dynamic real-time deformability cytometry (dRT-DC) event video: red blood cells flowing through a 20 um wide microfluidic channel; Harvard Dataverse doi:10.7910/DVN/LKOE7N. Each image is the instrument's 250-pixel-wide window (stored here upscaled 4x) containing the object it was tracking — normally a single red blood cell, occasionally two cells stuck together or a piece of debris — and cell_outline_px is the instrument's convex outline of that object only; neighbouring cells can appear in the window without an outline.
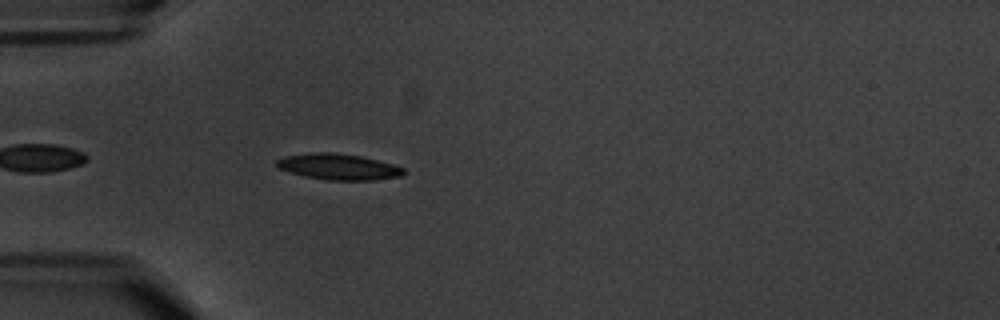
{"species": "common noctule bat (a hibernating species)", "species_latin": "Nyctalus noctula", "temperature_condition": "warm", "stored_images_in_passage": 2, "camera_frame_rate_fps": 3000, "um_per_image_px": 0.085, "animal": {"sex": "male", "body_mass_g": 20.1, "forearm_length_mm": 53.5}, "frame": {"image": 1, "passage_image": 2, "time_ms": 1.333, "image_size_px": [1000, 320], "cell_outline_px": [[404, 172], [400, 176], [376, 180], [328, 180], [304, 176], [276, 168], [276, 160], [284, 156], [316, 152], [332, 152], [360, 156], [392, 164], [404, 168]], "centroid_in_image_um": [28.73, 14.18], "position_along_channel_um": 56.3, "area_um2": 19.13}}